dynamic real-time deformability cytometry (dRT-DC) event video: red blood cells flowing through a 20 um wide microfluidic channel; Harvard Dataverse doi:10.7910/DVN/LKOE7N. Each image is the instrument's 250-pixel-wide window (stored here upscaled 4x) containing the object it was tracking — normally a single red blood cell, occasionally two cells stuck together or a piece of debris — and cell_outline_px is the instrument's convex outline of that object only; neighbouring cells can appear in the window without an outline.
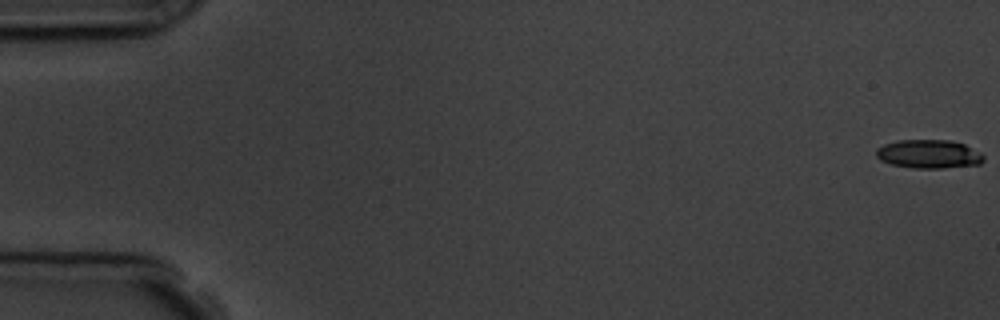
{"species": "common noctule bat (a hibernating species)", "species_latin": "Nyctalus noctula", "temperature_condition": "room temperature", "stored_images_in_passage": 8, "camera_frame_rate_fps": 3000, "um_per_image_px": 0.085, "animal": {"sex": "male", "body_mass_g": 19.5, "forearm_length_mm": 54.6}, "frame": {"image": 1, "passage_image": 1, "time_ms": 0.0, "image_size_px": [1000, 320], "cell_outline_px": [[984, 160], [980, 164], [944, 168], [912, 168], [892, 164], [880, 160], [876, 156], [876, 148], [884, 144], [896, 140], [948, 140], [964, 144], [980, 152], [984, 156]], "centroid_in_image_um": [78.93, 13.09], "position_along_channel_um": 6.1, "area_um2": 17.98}}
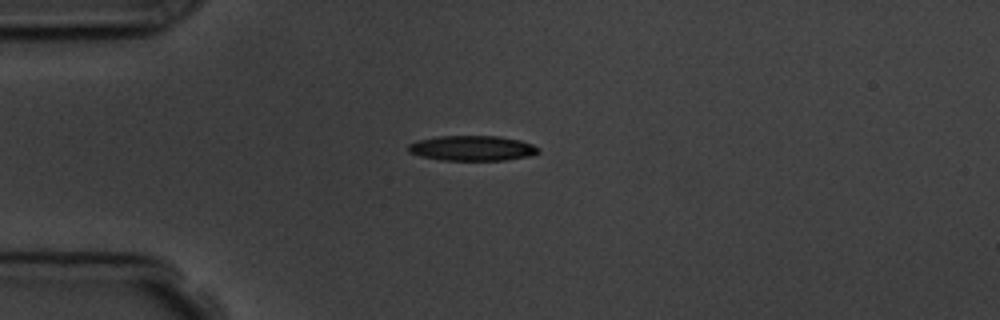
{"frame": {"image": 2, "passage_image": 5, "time_ms": 4.667, "image_size_px": [1000, 320], "cell_outline_px": [[540, 152], [528, 156], [504, 160], [440, 160], [420, 156], [408, 152], [408, 144], [416, 140], [436, 136], [500, 136], [520, 140], [532, 144], [540, 148]], "centroid_in_image_um": [40.11, 12.59], "position_along_channel_um": 44.9, "area_um2": 19.19}}